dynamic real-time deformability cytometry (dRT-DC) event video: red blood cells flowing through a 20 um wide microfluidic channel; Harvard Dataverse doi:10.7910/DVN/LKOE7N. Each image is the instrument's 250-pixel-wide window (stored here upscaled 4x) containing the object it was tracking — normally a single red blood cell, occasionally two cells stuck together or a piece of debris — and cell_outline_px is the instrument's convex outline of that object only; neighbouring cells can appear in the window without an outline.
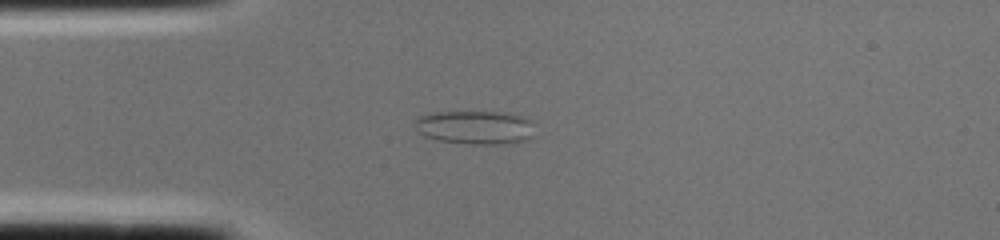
{"species": "common noctule bat (a hibernating species)", "species_latin": "Nyctalus noctula", "temperature_condition": "cold", "stored_images_in_passage": 1, "camera_frame_rate_fps": 3000, "um_per_image_px": 0.085, "animal": {"sex": "female", "body_mass_g": 22.0, "forearm_length_mm": 56.7}, "frame": {"image": 1, "passage_image": 1, "time_ms": 0.0, "image_size_px": [1000, 240], "cell_outline_px": [[524, 120], [520, 136], [516, 140], [440, 140], [428, 136], [420, 132], [416, 120], [424, 116], [440, 112], [492, 112], [516, 116]], "centroid_in_image_um": [40.03, 10.72], "position_along_channel_um": 45.0, "area_um2": 19.25}}